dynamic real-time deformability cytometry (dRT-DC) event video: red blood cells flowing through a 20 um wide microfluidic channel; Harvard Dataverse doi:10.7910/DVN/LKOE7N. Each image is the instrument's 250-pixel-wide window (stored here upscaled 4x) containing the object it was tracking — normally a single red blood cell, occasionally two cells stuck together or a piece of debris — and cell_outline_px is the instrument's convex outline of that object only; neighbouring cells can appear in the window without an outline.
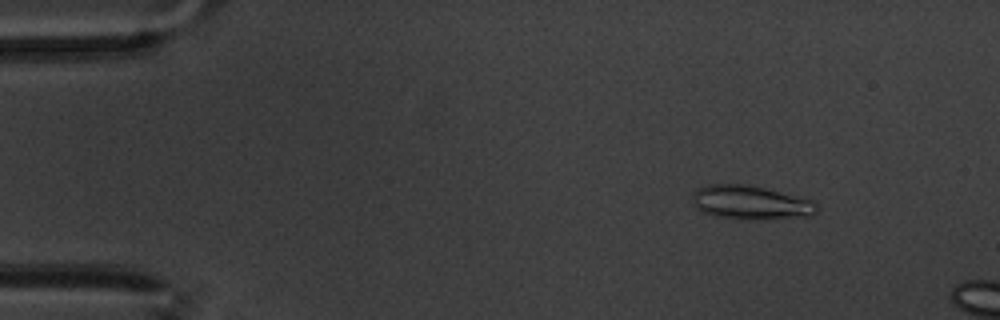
{"species": "common noctule bat (a hibernating species)", "species_latin": "Nyctalus noctula", "temperature_condition": "warm", "stored_images_in_passage": 12, "camera_frame_rate_fps": 3000, "um_per_image_px": 0.085, "animal": {"sex": "male", "body_mass_g": 20.1, "forearm_length_mm": 53.5}, "frame": {"image": 1, "passage_image": 7, "time_ms": 2.0, "image_size_px": [1000, 320], "cell_outline_px": [[816, 212], [808, 216], [716, 216], [704, 212], [696, 208], [692, 204], [692, 196], [700, 188], [708, 184], [748, 184], [812, 200], [816, 204]], "centroid_in_image_um": [63.73, 17.14], "position_along_channel_um": 21.3, "area_um2": 22.95}}